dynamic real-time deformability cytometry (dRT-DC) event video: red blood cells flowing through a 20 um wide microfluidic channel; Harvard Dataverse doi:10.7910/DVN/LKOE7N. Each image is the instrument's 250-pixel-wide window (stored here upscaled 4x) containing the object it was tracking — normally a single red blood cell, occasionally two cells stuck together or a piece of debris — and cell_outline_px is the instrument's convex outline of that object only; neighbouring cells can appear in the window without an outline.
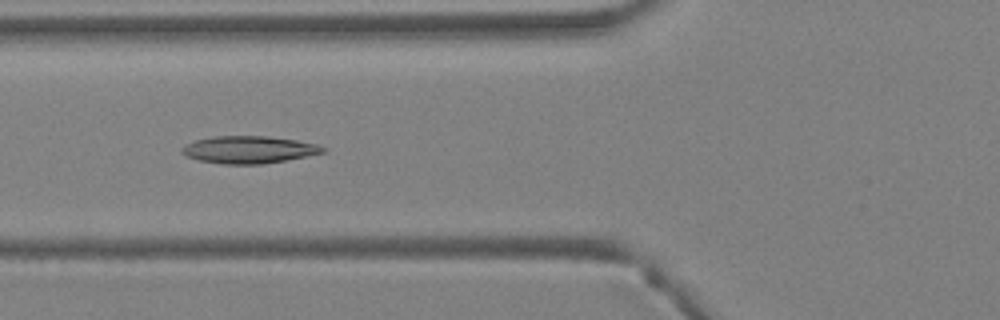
{"species": "Egyptian fruit bat (a non-hibernating species)", "species_latin": "Rousettus aegyptiacus", "temperature_condition": "warm", "stored_images_in_passage": 41, "camera_frame_rate_fps": 3000, "um_per_image_px": 0.085, "animal": {"sex": "female"}, "frame": {"image": 1, "passage_image": 16, "time_ms": 5.0, "image_size_px": [1000, 320], "cell_outline_px": [[328, 148], [324, 152], [264, 164], [220, 164], [200, 160], [184, 156], [180, 152], [180, 148], [196, 140], [212, 136], [268, 136], [296, 140], [316, 144]], "centroid_in_image_um": [21.11, 12.72], "position_along_channel_um": 104.7, "area_um2": 22.37}}
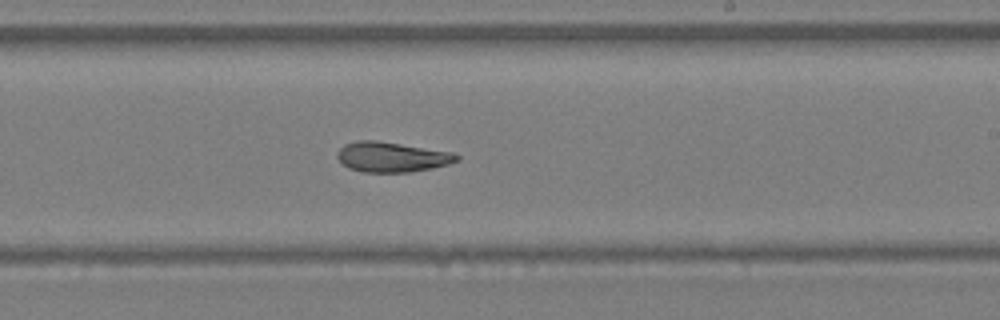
{"frame": {"image": 2, "passage_image": 25, "time_ms": 8.0, "image_size_px": [1000, 320], "cell_outline_px": [[460, 160], [448, 164], [432, 168], [408, 172], [364, 172], [348, 168], [336, 156], [336, 152], [344, 144], [356, 140], [376, 140], [452, 152], [460, 156]], "centroid_in_image_um": [33.29, 13.34], "position_along_channel_um": 255.7, "area_um2": 20.92}}
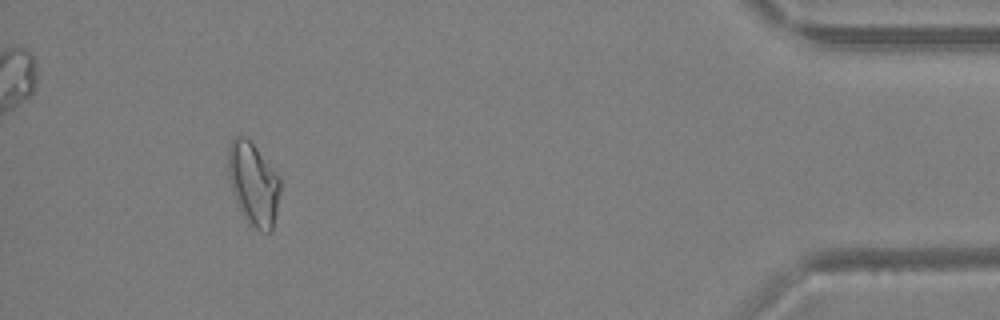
{"frame": {"image": 3, "passage_image": 38, "time_ms": 12.333, "image_size_px": [1000, 320], "cell_outline_px": [[280, 192], [272, 232], [268, 232], [256, 228], [248, 224], [236, 200], [228, 176], [228, 144], [236, 136], [244, 136], [256, 148], [280, 176]], "centroid_in_image_um": [21.54, 15.62], "position_along_channel_um": 413.7, "area_um2": 24.85}}